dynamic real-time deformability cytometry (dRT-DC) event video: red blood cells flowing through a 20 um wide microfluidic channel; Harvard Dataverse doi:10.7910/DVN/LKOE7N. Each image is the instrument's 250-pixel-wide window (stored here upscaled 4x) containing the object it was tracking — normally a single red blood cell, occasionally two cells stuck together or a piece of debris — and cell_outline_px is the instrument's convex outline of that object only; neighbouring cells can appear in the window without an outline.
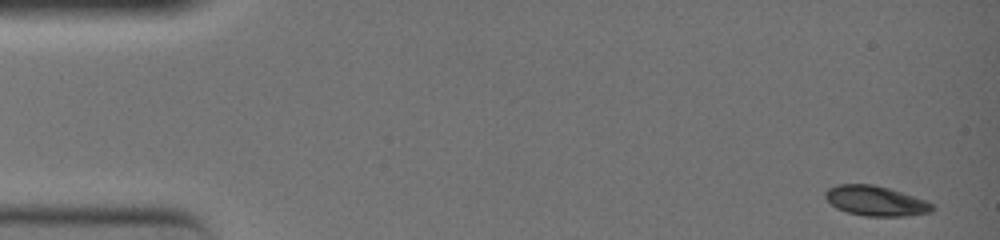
{"species": "common noctule bat (a hibernating species)", "species_latin": "Nyctalus noctula", "temperature_condition": "warm", "stored_images_in_passage": 48, "camera_frame_rate_fps": 3000, "um_per_image_px": 0.085, "animal": {"sex": "female", "body_mass_g": 19.0, "forearm_length_mm": 51.5}, "frame": {"image": 1, "passage_image": 1, "time_ms": 0.0, "image_size_px": [1000, 240], "cell_outline_px": [[936, 208], [932, 212], [908, 216], [864, 216], [848, 212], [836, 208], [824, 196], [824, 192], [828, 188], [836, 184], [872, 184], [888, 188], [924, 200], [932, 204]], "centroid_in_image_um": [74.42, 17.08], "position_along_channel_um": 10.6, "area_um2": 18.61}}
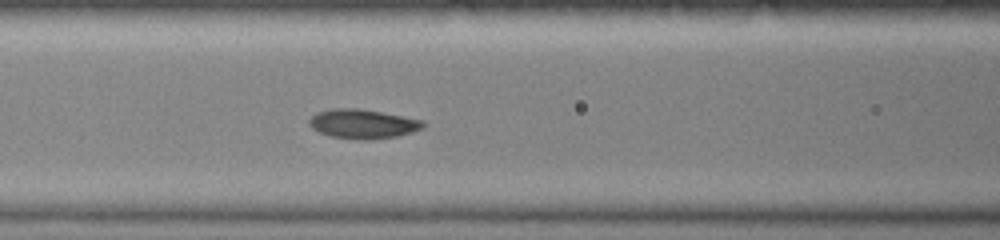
{"frame": {"image": 2, "passage_image": 21, "time_ms": 6.667, "image_size_px": [1000, 240], "cell_outline_px": [[428, 124], [424, 128], [412, 132], [396, 136], [368, 140], [356, 140], [332, 136], [320, 132], [312, 128], [308, 124], [308, 120], [316, 112], [332, 108], [360, 108], [404, 116], [424, 120]], "centroid_in_image_um": [30.87, 10.52], "position_along_channel_um": 135.7, "area_um2": 19.71}}
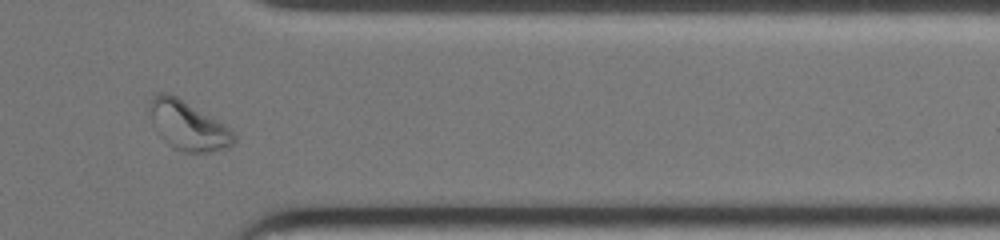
{"frame": {"image": 3, "passage_image": 41, "time_ms": 13.333, "image_size_px": [1000, 240], "cell_outline_px": [[236, 144], [212, 152], [184, 152], [172, 148], [156, 132], [152, 124], [148, 112], [148, 104], [152, 96], [156, 92], [168, 92], [176, 96], [232, 128], [236, 132]], "centroid_in_image_um": [15.97, 10.67], "position_along_channel_um": 395.4, "area_um2": 24.62}, "authors_computed_cell_mechanics": {"area_um2": 19.1029, "velocity_mm_per_s": 3.9105, "shape_relaxation_time_tau1_ms": 4.235, "shape_relaxation_time_tau2_ms": null, "deformation_change_tau1": 0.1671, "deformation_change_tau2": null}}